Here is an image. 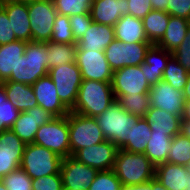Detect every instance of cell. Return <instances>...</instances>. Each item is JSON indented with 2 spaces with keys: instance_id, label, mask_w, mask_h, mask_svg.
Wrapping results in <instances>:
<instances>
[{
  "instance_id": "obj_1",
  "label": "cell",
  "mask_w": 190,
  "mask_h": 190,
  "mask_svg": "<svg viewBox=\"0 0 190 190\" xmlns=\"http://www.w3.org/2000/svg\"><path fill=\"white\" fill-rule=\"evenodd\" d=\"M115 101L110 82L82 80L76 102L70 111L88 117H96Z\"/></svg>"
},
{
  "instance_id": "obj_2",
  "label": "cell",
  "mask_w": 190,
  "mask_h": 190,
  "mask_svg": "<svg viewBox=\"0 0 190 190\" xmlns=\"http://www.w3.org/2000/svg\"><path fill=\"white\" fill-rule=\"evenodd\" d=\"M48 51L46 43L27 42L23 56L16 65L15 72L4 82H18L33 85L39 78L48 75Z\"/></svg>"
},
{
  "instance_id": "obj_3",
  "label": "cell",
  "mask_w": 190,
  "mask_h": 190,
  "mask_svg": "<svg viewBox=\"0 0 190 190\" xmlns=\"http://www.w3.org/2000/svg\"><path fill=\"white\" fill-rule=\"evenodd\" d=\"M122 185L148 183L155 177V166L144 153H131L119 149L112 169Z\"/></svg>"
},
{
  "instance_id": "obj_4",
  "label": "cell",
  "mask_w": 190,
  "mask_h": 190,
  "mask_svg": "<svg viewBox=\"0 0 190 190\" xmlns=\"http://www.w3.org/2000/svg\"><path fill=\"white\" fill-rule=\"evenodd\" d=\"M95 118L105 139L121 149L128 142V132L140 117L125 111L116 100Z\"/></svg>"
},
{
  "instance_id": "obj_5",
  "label": "cell",
  "mask_w": 190,
  "mask_h": 190,
  "mask_svg": "<svg viewBox=\"0 0 190 190\" xmlns=\"http://www.w3.org/2000/svg\"><path fill=\"white\" fill-rule=\"evenodd\" d=\"M62 159L51 150L35 143L26 144L20 168L31 179H36L60 172Z\"/></svg>"
},
{
  "instance_id": "obj_6",
  "label": "cell",
  "mask_w": 190,
  "mask_h": 190,
  "mask_svg": "<svg viewBox=\"0 0 190 190\" xmlns=\"http://www.w3.org/2000/svg\"><path fill=\"white\" fill-rule=\"evenodd\" d=\"M70 156L78 150L105 141L95 117H88L72 111L68 114Z\"/></svg>"
},
{
  "instance_id": "obj_7",
  "label": "cell",
  "mask_w": 190,
  "mask_h": 190,
  "mask_svg": "<svg viewBox=\"0 0 190 190\" xmlns=\"http://www.w3.org/2000/svg\"><path fill=\"white\" fill-rule=\"evenodd\" d=\"M33 143L51 150L61 158L70 157L68 115L54 117L40 126Z\"/></svg>"
},
{
  "instance_id": "obj_8",
  "label": "cell",
  "mask_w": 190,
  "mask_h": 190,
  "mask_svg": "<svg viewBox=\"0 0 190 190\" xmlns=\"http://www.w3.org/2000/svg\"><path fill=\"white\" fill-rule=\"evenodd\" d=\"M48 76L54 82L61 102L71 110L83 80L77 64L74 62L51 68L48 70Z\"/></svg>"
},
{
  "instance_id": "obj_9",
  "label": "cell",
  "mask_w": 190,
  "mask_h": 190,
  "mask_svg": "<svg viewBox=\"0 0 190 190\" xmlns=\"http://www.w3.org/2000/svg\"><path fill=\"white\" fill-rule=\"evenodd\" d=\"M150 42L124 43L114 39L104 50L105 57L114 72L125 66L141 65L145 61Z\"/></svg>"
},
{
  "instance_id": "obj_10",
  "label": "cell",
  "mask_w": 190,
  "mask_h": 190,
  "mask_svg": "<svg viewBox=\"0 0 190 190\" xmlns=\"http://www.w3.org/2000/svg\"><path fill=\"white\" fill-rule=\"evenodd\" d=\"M30 18L32 41L48 42L52 36V29L57 11L53 0H35L27 3Z\"/></svg>"
},
{
  "instance_id": "obj_11",
  "label": "cell",
  "mask_w": 190,
  "mask_h": 190,
  "mask_svg": "<svg viewBox=\"0 0 190 190\" xmlns=\"http://www.w3.org/2000/svg\"><path fill=\"white\" fill-rule=\"evenodd\" d=\"M111 86L116 100L122 95L148 94L151 88L141 65L125 66L114 71Z\"/></svg>"
},
{
  "instance_id": "obj_12",
  "label": "cell",
  "mask_w": 190,
  "mask_h": 190,
  "mask_svg": "<svg viewBox=\"0 0 190 190\" xmlns=\"http://www.w3.org/2000/svg\"><path fill=\"white\" fill-rule=\"evenodd\" d=\"M75 63L80 69L83 80L111 83L113 71L109 66L104 51H77Z\"/></svg>"
},
{
  "instance_id": "obj_13",
  "label": "cell",
  "mask_w": 190,
  "mask_h": 190,
  "mask_svg": "<svg viewBox=\"0 0 190 190\" xmlns=\"http://www.w3.org/2000/svg\"><path fill=\"white\" fill-rule=\"evenodd\" d=\"M60 173L63 190H87L98 170L78 162L72 156L62 159Z\"/></svg>"
},
{
  "instance_id": "obj_14",
  "label": "cell",
  "mask_w": 190,
  "mask_h": 190,
  "mask_svg": "<svg viewBox=\"0 0 190 190\" xmlns=\"http://www.w3.org/2000/svg\"><path fill=\"white\" fill-rule=\"evenodd\" d=\"M119 148L105 140L101 143L78 150L72 157L98 171L113 169Z\"/></svg>"
},
{
  "instance_id": "obj_15",
  "label": "cell",
  "mask_w": 190,
  "mask_h": 190,
  "mask_svg": "<svg viewBox=\"0 0 190 190\" xmlns=\"http://www.w3.org/2000/svg\"><path fill=\"white\" fill-rule=\"evenodd\" d=\"M148 95L150 106L182 117L185 104L183 91L176 90L168 82L160 80L151 86Z\"/></svg>"
},
{
  "instance_id": "obj_16",
  "label": "cell",
  "mask_w": 190,
  "mask_h": 190,
  "mask_svg": "<svg viewBox=\"0 0 190 190\" xmlns=\"http://www.w3.org/2000/svg\"><path fill=\"white\" fill-rule=\"evenodd\" d=\"M25 146L11 129L0 133V177L20 168Z\"/></svg>"
},
{
  "instance_id": "obj_17",
  "label": "cell",
  "mask_w": 190,
  "mask_h": 190,
  "mask_svg": "<svg viewBox=\"0 0 190 190\" xmlns=\"http://www.w3.org/2000/svg\"><path fill=\"white\" fill-rule=\"evenodd\" d=\"M55 116L40 106L20 112L18 119L10 128L25 144L34 142L37 130Z\"/></svg>"
},
{
  "instance_id": "obj_18",
  "label": "cell",
  "mask_w": 190,
  "mask_h": 190,
  "mask_svg": "<svg viewBox=\"0 0 190 190\" xmlns=\"http://www.w3.org/2000/svg\"><path fill=\"white\" fill-rule=\"evenodd\" d=\"M32 87L38 106L49 111L55 117H63L69 114L70 110L61 102L56 86L48 75L39 78Z\"/></svg>"
},
{
  "instance_id": "obj_19",
  "label": "cell",
  "mask_w": 190,
  "mask_h": 190,
  "mask_svg": "<svg viewBox=\"0 0 190 190\" xmlns=\"http://www.w3.org/2000/svg\"><path fill=\"white\" fill-rule=\"evenodd\" d=\"M0 6L6 11L17 40L32 41L27 3L2 0Z\"/></svg>"
},
{
  "instance_id": "obj_20",
  "label": "cell",
  "mask_w": 190,
  "mask_h": 190,
  "mask_svg": "<svg viewBox=\"0 0 190 190\" xmlns=\"http://www.w3.org/2000/svg\"><path fill=\"white\" fill-rule=\"evenodd\" d=\"M127 0H93L90 14L93 22L114 26L125 14L129 13Z\"/></svg>"
},
{
  "instance_id": "obj_21",
  "label": "cell",
  "mask_w": 190,
  "mask_h": 190,
  "mask_svg": "<svg viewBox=\"0 0 190 190\" xmlns=\"http://www.w3.org/2000/svg\"><path fill=\"white\" fill-rule=\"evenodd\" d=\"M155 178L168 190H190L187 166L165 162L155 167Z\"/></svg>"
},
{
  "instance_id": "obj_22",
  "label": "cell",
  "mask_w": 190,
  "mask_h": 190,
  "mask_svg": "<svg viewBox=\"0 0 190 190\" xmlns=\"http://www.w3.org/2000/svg\"><path fill=\"white\" fill-rule=\"evenodd\" d=\"M172 53L152 44L147 50L145 61L141 64L142 72L150 86L162 80L163 72Z\"/></svg>"
},
{
  "instance_id": "obj_23",
  "label": "cell",
  "mask_w": 190,
  "mask_h": 190,
  "mask_svg": "<svg viewBox=\"0 0 190 190\" xmlns=\"http://www.w3.org/2000/svg\"><path fill=\"white\" fill-rule=\"evenodd\" d=\"M114 39L113 26L92 22L82 38L76 43L77 51H104Z\"/></svg>"
},
{
  "instance_id": "obj_24",
  "label": "cell",
  "mask_w": 190,
  "mask_h": 190,
  "mask_svg": "<svg viewBox=\"0 0 190 190\" xmlns=\"http://www.w3.org/2000/svg\"><path fill=\"white\" fill-rule=\"evenodd\" d=\"M143 117L150 124L152 133L165 134L172 138L180 133L182 121L180 116L150 106V109Z\"/></svg>"
},
{
  "instance_id": "obj_25",
  "label": "cell",
  "mask_w": 190,
  "mask_h": 190,
  "mask_svg": "<svg viewBox=\"0 0 190 190\" xmlns=\"http://www.w3.org/2000/svg\"><path fill=\"white\" fill-rule=\"evenodd\" d=\"M115 39L124 43L148 42L142 19L127 13L113 26Z\"/></svg>"
},
{
  "instance_id": "obj_26",
  "label": "cell",
  "mask_w": 190,
  "mask_h": 190,
  "mask_svg": "<svg viewBox=\"0 0 190 190\" xmlns=\"http://www.w3.org/2000/svg\"><path fill=\"white\" fill-rule=\"evenodd\" d=\"M0 84L4 87L8 100L20 112H26L38 106L32 85L18 82H2Z\"/></svg>"
},
{
  "instance_id": "obj_27",
  "label": "cell",
  "mask_w": 190,
  "mask_h": 190,
  "mask_svg": "<svg viewBox=\"0 0 190 190\" xmlns=\"http://www.w3.org/2000/svg\"><path fill=\"white\" fill-rule=\"evenodd\" d=\"M27 42L17 40L0 45V83L7 81L15 72L18 61L23 56Z\"/></svg>"
},
{
  "instance_id": "obj_28",
  "label": "cell",
  "mask_w": 190,
  "mask_h": 190,
  "mask_svg": "<svg viewBox=\"0 0 190 190\" xmlns=\"http://www.w3.org/2000/svg\"><path fill=\"white\" fill-rule=\"evenodd\" d=\"M189 27L190 20L170 16L165 34L156 45L172 53L184 40Z\"/></svg>"
},
{
  "instance_id": "obj_29",
  "label": "cell",
  "mask_w": 190,
  "mask_h": 190,
  "mask_svg": "<svg viewBox=\"0 0 190 190\" xmlns=\"http://www.w3.org/2000/svg\"><path fill=\"white\" fill-rule=\"evenodd\" d=\"M151 136L150 124L144 117H140L128 132V142L121 149L131 153H144Z\"/></svg>"
},
{
  "instance_id": "obj_30",
  "label": "cell",
  "mask_w": 190,
  "mask_h": 190,
  "mask_svg": "<svg viewBox=\"0 0 190 190\" xmlns=\"http://www.w3.org/2000/svg\"><path fill=\"white\" fill-rule=\"evenodd\" d=\"M170 15L167 12L151 10L143 19L144 30L151 44H157L165 34Z\"/></svg>"
},
{
  "instance_id": "obj_31",
  "label": "cell",
  "mask_w": 190,
  "mask_h": 190,
  "mask_svg": "<svg viewBox=\"0 0 190 190\" xmlns=\"http://www.w3.org/2000/svg\"><path fill=\"white\" fill-rule=\"evenodd\" d=\"M48 51V69L76 61V43L45 42Z\"/></svg>"
},
{
  "instance_id": "obj_32",
  "label": "cell",
  "mask_w": 190,
  "mask_h": 190,
  "mask_svg": "<svg viewBox=\"0 0 190 190\" xmlns=\"http://www.w3.org/2000/svg\"><path fill=\"white\" fill-rule=\"evenodd\" d=\"M172 137L160 133H152L151 139L147 142L144 154L156 167L167 162Z\"/></svg>"
},
{
  "instance_id": "obj_33",
  "label": "cell",
  "mask_w": 190,
  "mask_h": 190,
  "mask_svg": "<svg viewBox=\"0 0 190 190\" xmlns=\"http://www.w3.org/2000/svg\"><path fill=\"white\" fill-rule=\"evenodd\" d=\"M167 162L171 164L185 165L190 162V139L181 133L172 138Z\"/></svg>"
},
{
  "instance_id": "obj_34",
  "label": "cell",
  "mask_w": 190,
  "mask_h": 190,
  "mask_svg": "<svg viewBox=\"0 0 190 190\" xmlns=\"http://www.w3.org/2000/svg\"><path fill=\"white\" fill-rule=\"evenodd\" d=\"M117 102L125 111L137 117H143L150 109L148 94L122 95Z\"/></svg>"
},
{
  "instance_id": "obj_35",
  "label": "cell",
  "mask_w": 190,
  "mask_h": 190,
  "mask_svg": "<svg viewBox=\"0 0 190 190\" xmlns=\"http://www.w3.org/2000/svg\"><path fill=\"white\" fill-rule=\"evenodd\" d=\"M187 77L188 72L172 56L167 62L162 80L168 82L174 89L183 91Z\"/></svg>"
},
{
  "instance_id": "obj_36",
  "label": "cell",
  "mask_w": 190,
  "mask_h": 190,
  "mask_svg": "<svg viewBox=\"0 0 190 190\" xmlns=\"http://www.w3.org/2000/svg\"><path fill=\"white\" fill-rule=\"evenodd\" d=\"M19 114L20 111L8 100L4 87L0 84V133L10 129Z\"/></svg>"
},
{
  "instance_id": "obj_37",
  "label": "cell",
  "mask_w": 190,
  "mask_h": 190,
  "mask_svg": "<svg viewBox=\"0 0 190 190\" xmlns=\"http://www.w3.org/2000/svg\"><path fill=\"white\" fill-rule=\"evenodd\" d=\"M57 14L73 16L90 13L93 0H53Z\"/></svg>"
},
{
  "instance_id": "obj_38",
  "label": "cell",
  "mask_w": 190,
  "mask_h": 190,
  "mask_svg": "<svg viewBox=\"0 0 190 190\" xmlns=\"http://www.w3.org/2000/svg\"><path fill=\"white\" fill-rule=\"evenodd\" d=\"M50 40L58 43H77L73 37L69 16L56 15Z\"/></svg>"
},
{
  "instance_id": "obj_39",
  "label": "cell",
  "mask_w": 190,
  "mask_h": 190,
  "mask_svg": "<svg viewBox=\"0 0 190 190\" xmlns=\"http://www.w3.org/2000/svg\"><path fill=\"white\" fill-rule=\"evenodd\" d=\"M122 183L112 170L98 171L94 181L87 190H121Z\"/></svg>"
},
{
  "instance_id": "obj_40",
  "label": "cell",
  "mask_w": 190,
  "mask_h": 190,
  "mask_svg": "<svg viewBox=\"0 0 190 190\" xmlns=\"http://www.w3.org/2000/svg\"><path fill=\"white\" fill-rule=\"evenodd\" d=\"M7 190H32V179L18 168L2 178Z\"/></svg>"
},
{
  "instance_id": "obj_41",
  "label": "cell",
  "mask_w": 190,
  "mask_h": 190,
  "mask_svg": "<svg viewBox=\"0 0 190 190\" xmlns=\"http://www.w3.org/2000/svg\"><path fill=\"white\" fill-rule=\"evenodd\" d=\"M73 37L78 42L88 30L93 20L90 13L78 14L69 17Z\"/></svg>"
},
{
  "instance_id": "obj_42",
  "label": "cell",
  "mask_w": 190,
  "mask_h": 190,
  "mask_svg": "<svg viewBox=\"0 0 190 190\" xmlns=\"http://www.w3.org/2000/svg\"><path fill=\"white\" fill-rule=\"evenodd\" d=\"M32 190H63L61 173L32 179Z\"/></svg>"
},
{
  "instance_id": "obj_43",
  "label": "cell",
  "mask_w": 190,
  "mask_h": 190,
  "mask_svg": "<svg viewBox=\"0 0 190 190\" xmlns=\"http://www.w3.org/2000/svg\"><path fill=\"white\" fill-rule=\"evenodd\" d=\"M173 58L187 71H190V27L179 47L172 52Z\"/></svg>"
},
{
  "instance_id": "obj_44",
  "label": "cell",
  "mask_w": 190,
  "mask_h": 190,
  "mask_svg": "<svg viewBox=\"0 0 190 190\" xmlns=\"http://www.w3.org/2000/svg\"><path fill=\"white\" fill-rule=\"evenodd\" d=\"M17 41L6 11L0 6V45Z\"/></svg>"
},
{
  "instance_id": "obj_45",
  "label": "cell",
  "mask_w": 190,
  "mask_h": 190,
  "mask_svg": "<svg viewBox=\"0 0 190 190\" xmlns=\"http://www.w3.org/2000/svg\"><path fill=\"white\" fill-rule=\"evenodd\" d=\"M167 13L170 16L190 20V0H169Z\"/></svg>"
},
{
  "instance_id": "obj_46",
  "label": "cell",
  "mask_w": 190,
  "mask_h": 190,
  "mask_svg": "<svg viewBox=\"0 0 190 190\" xmlns=\"http://www.w3.org/2000/svg\"><path fill=\"white\" fill-rule=\"evenodd\" d=\"M129 14L138 19H143L151 10V0H127Z\"/></svg>"
},
{
  "instance_id": "obj_47",
  "label": "cell",
  "mask_w": 190,
  "mask_h": 190,
  "mask_svg": "<svg viewBox=\"0 0 190 190\" xmlns=\"http://www.w3.org/2000/svg\"><path fill=\"white\" fill-rule=\"evenodd\" d=\"M169 0H151L153 10L167 12V5Z\"/></svg>"
},
{
  "instance_id": "obj_48",
  "label": "cell",
  "mask_w": 190,
  "mask_h": 190,
  "mask_svg": "<svg viewBox=\"0 0 190 190\" xmlns=\"http://www.w3.org/2000/svg\"><path fill=\"white\" fill-rule=\"evenodd\" d=\"M148 190H168L155 177L148 182Z\"/></svg>"
},
{
  "instance_id": "obj_49",
  "label": "cell",
  "mask_w": 190,
  "mask_h": 190,
  "mask_svg": "<svg viewBox=\"0 0 190 190\" xmlns=\"http://www.w3.org/2000/svg\"><path fill=\"white\" fill-rule=\"evenodd\" d=\"M180 133L190 139V121H181Z\"/></svg>"
},
{
  "instance_id": "obj_50",
  "label": "cell",
  "mask_w": 190,
  "mask_h": 190,
  "mask_svg": "<svg viewBox=\"0 0 190 190\" xmlns=\"http://www.w3.org/2000/svg\"><path fill=\"white\" fill-rule=\"evenodd\" d=\"M121 190H148V183L133 186L122 185Z\"/></svg>"
},
{
  "instance_id": "obj_51",
  "label": "cell",
  "mask_w": 190,
  "mask_h": 190,
  "mask_svg": "<svg viewBox=\"0 0 190 190\" xmlns=\"http://www.w3.org/2000/svg\"><path fill=\"white\" fill-rule=\"evenodd\" d=\"M182 121H190V101H185Z\"/></svg>"
},
{
  "instance_id": "obj_52",
  "label": "cell",
  "mask_w": 190,
  "mask_h": 190,
  "mask_svg": "<svg viewBox=\"0 0 190 190\" xmlns=\"http://www.w3.org/2000/svg\"><path fill=\"white\" fill-rule=\"evenodd\" d=\"M185 101H190V71L188 72L187 83L183 90Z\"/></svg>"
},
{
  "instance_id": "obj_53",
  "label": "cell",
  "mask_w": 190,
  "mask_h": 190,
  "mask_svg": "<svg viewBox=\"0 0 190 190\" xmlns=\"http://www.w3.org/2000/svg\"><path fill=\"white\" fill-rule=\"evenodd\" d=\"M11 1H15V2H22V3H31L35 0H11Z\"/></svg>"
},
{
  "instance_id": "obj_54",
  "label": "cell",
  "mask_w": 190,
  "mask_h": 190,
  "mask_svg": "<svg viewBox=\"0 0 190 190\" xmlns=\"http://www.w3.org/2000/svg\"><path fill=\"white\" fill-rule=\"evenodd\" d=\"M0 190H7V188L5 187L3 181L0 183Z\"/></svg>"
},
{
  "instance_id": "obj_55",
  "label": "cell",
  "mask_w": 190,
  "mask_h": 190,
  "mask_svg": "<svg viewBox=\"0 0 190 190\" xmlns=\"http://www.w3.org/2000/svg\"><path fill=\"white\" fill-rule=\"evenodd\" d=\"M188 172H190V162L187 164Z\"/></svg>"
}]
</instances>
